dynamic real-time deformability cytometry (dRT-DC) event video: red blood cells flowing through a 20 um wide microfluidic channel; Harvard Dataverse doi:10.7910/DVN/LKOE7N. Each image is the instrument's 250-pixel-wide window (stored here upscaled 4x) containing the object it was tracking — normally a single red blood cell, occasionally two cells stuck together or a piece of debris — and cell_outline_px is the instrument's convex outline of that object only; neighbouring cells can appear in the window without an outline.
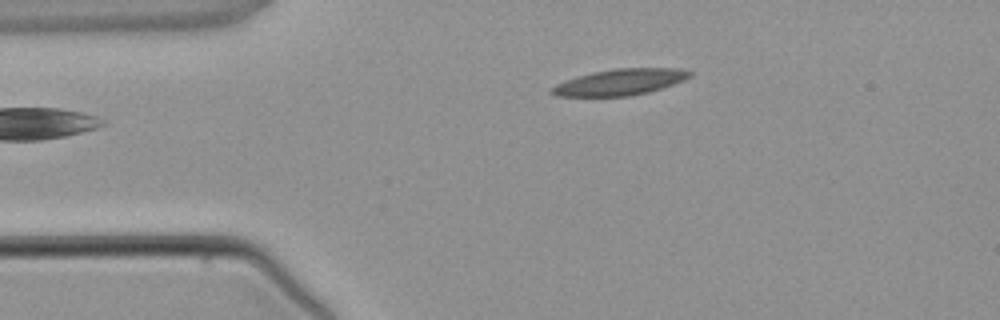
{"species": "common noctule bat (a hibernating species)", "species_latin": "Nyctalus noctula", "temperature_condition": "warm", "stored_images_in_passage": 2, "camera_frame_rate_fps": 3000, "um_per_image_px": 0.085, "animal": {"sex": "male", "body_mass_g": 21.5, "forearm_length_mm": 52.0}, "frame": {"image": 1, "passage_image": 1, "time_ms": 0.0, "image_size_px": [1000, 320], "cell_outline_px": [[692, 76], [684, 80], [648, 92], [628, 96], [556, 96], [548, 92], [556, 84], [592, 72], [616, 68], [676, 68], [692, 72]], "centroid_in_image_um": [52.71, 6.98], "position_along_channel_um": 32.3, "area_um2": 20.75}}